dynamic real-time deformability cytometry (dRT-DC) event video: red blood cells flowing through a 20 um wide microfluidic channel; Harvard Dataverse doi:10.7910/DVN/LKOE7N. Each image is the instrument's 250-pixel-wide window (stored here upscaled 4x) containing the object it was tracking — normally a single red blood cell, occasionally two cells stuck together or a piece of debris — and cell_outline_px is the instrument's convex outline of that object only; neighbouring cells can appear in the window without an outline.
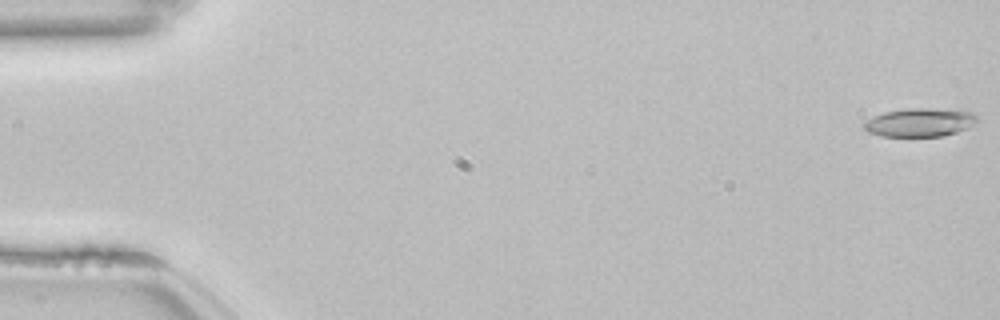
{"species": "common noctule bat (a hibernating species)", "species_latin": "Nyctalus noctula", "temperature_condition": "room temperature", "stored_images_in_passage": 54, "camera_frame_rate_fps": 3000, "um_per_image_px": 0.085, "animal": {"sex": "female", "body_mass_g": 22.7, "forearm_length_mm": 54.2}, "frame": {"image": 1, "passage_image": 1, "time_ms": 0.0, "image_size_px": [1000, 320], "cell_outline_px": [[976, 124], [968, 128], [944, 136], [880, 136], [868, 132], [864, 128], [864, 124], [868, 120], [884, 112], [908, 108], [956, 108], [972, 112], [976, 116]], "centroid_in_image_um": [78.26, 10.39], "position_along_channel_um": 6.7, "area_um2": 18.96}}
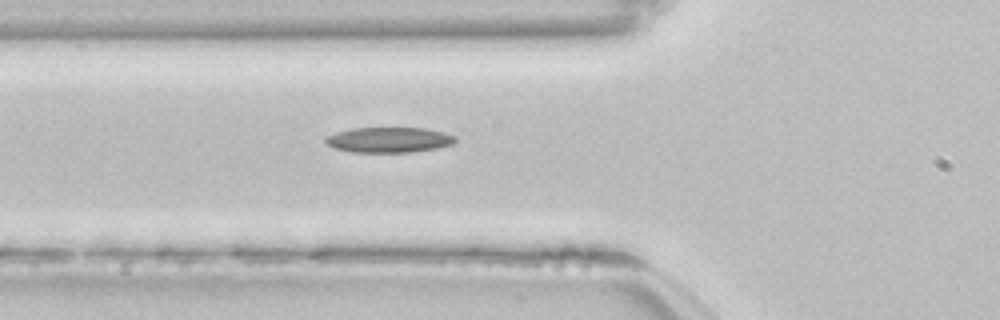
{"frame": {"image": 2, "passage_image": 20, "time_ms": 6.333, "image_size_px": [1000, 320], "cell_outline_px": [[456, 140], [452, 144], [436, 148], [408, 152], [352, 152], [336, 148], [328, 144], [324, 140], [324, 136], [336, 132], [352, 128], [424, 128], [444, 132], [456, 136]], "centroid_in_image_um": [33.04, 11.88], "position_along_channel_um": 92.8, "area_um2": 19.07}}
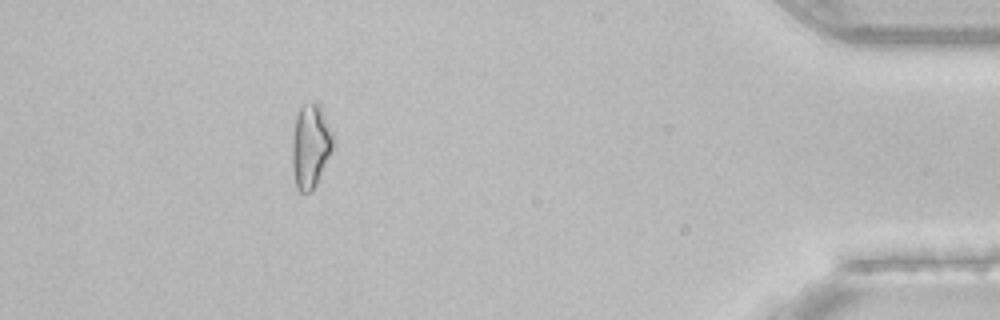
{"frame": {"image": 3, "passage_image": 49, "time_ms": 16.0, "image_size_px": [1000, 320], "cell_outline_px": [[336, 144], [316, 184], [308, 192], [300, 192], [296, 188], [292, 168], [292, 140], [296, 116], [300, 108], [304, 104], [312, 100], [316, 100], [320, 104], [336, 140]], "centroid_in_image_um": [26.42, 12.37], "position_along_channel_um": 408.8, "area_um2": 20.46}, "authors_computed_cell_mechanics": {"area_um2": 18.7272, "velocity_mm_per_s": 3.8579, "shape_relaxation_time_tau1_ms": 9.0942, "shape_relaxation_time_tau2_ms": null, "deformation_change_tau1": 0.2208, "deformation_change_tau2": null}}